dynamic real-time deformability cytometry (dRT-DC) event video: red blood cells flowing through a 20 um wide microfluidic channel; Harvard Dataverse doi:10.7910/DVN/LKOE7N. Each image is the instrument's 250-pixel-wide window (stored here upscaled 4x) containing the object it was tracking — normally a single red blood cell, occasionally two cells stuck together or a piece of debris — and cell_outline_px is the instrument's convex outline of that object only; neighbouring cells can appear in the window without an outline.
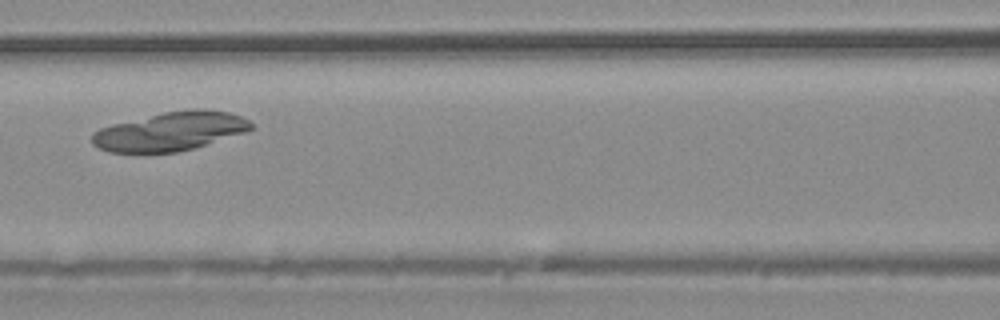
{"species": "common noctule bat (a hibernating species)", "species_latin": "Nyctalus noctula", "temperature_condition": "warm", "stored_images_in_passage": 4, "camera_frame_rate_fps": 3000, "um_per_image_px": 0.085, "animal": {"sex": "male", "body_mass_g": 20.4}, "frame": {"image": 1, "passage_image": 4, "time_ms": 3.333, "image_size_px": [1000, 320], "cell_outline_px": [[252, 128], [244, 132], [192, 148], [176, 152], [108, 152], [92, 144], [92, 132], [100, 128], [112, 124], [164, 112], [192, 108], [200, 108], [228, 112], [240, 116], [248, 120], [252, 124]], "centroid_in_image_um": [14.44, 11.15], "position_along_channel_um": 152.2, "area_um2": 35.49}}